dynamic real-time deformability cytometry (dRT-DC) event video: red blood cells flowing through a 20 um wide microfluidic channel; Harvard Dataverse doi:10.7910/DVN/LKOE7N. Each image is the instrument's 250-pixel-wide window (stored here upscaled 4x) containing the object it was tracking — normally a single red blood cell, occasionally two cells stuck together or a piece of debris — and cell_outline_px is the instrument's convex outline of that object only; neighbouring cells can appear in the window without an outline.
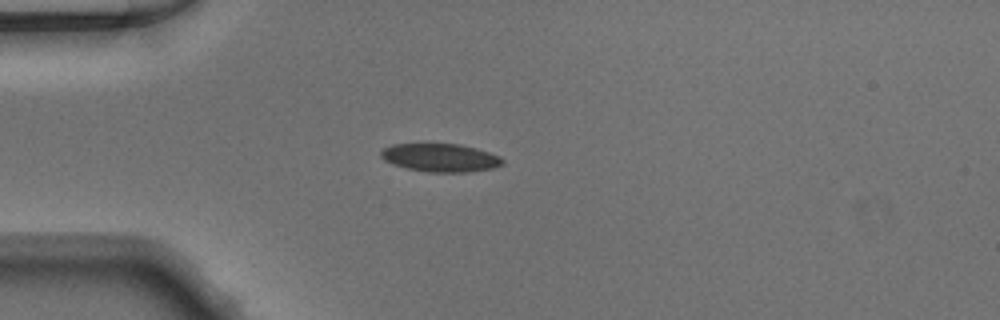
{"species": "Egyptian fruit bat (a non-hibernating species)", "species_latin": "Rousettus aegyptiacus", "temperature_condition": "warm", "stored_images_in_passage": 37, "camera_frame_rate_fps": 3000, "um_per_image_px": 0.085, "animal": {"sex": "male"}, "frame": {"image": 1, "passage_image": 1, "time_ms": 0.0, "image_size_px": [1000, 320], "cell_outline_px": [[504, 164], [496, 168], [468, 172], [428, 172], [408, 168], [392, 164], [384, 160], [380, 156], [380, 152], [384, 148], [392, 144], [460, 144], [476, 148], [500, 156], [504, 160]], "centroid_in_image_um": [37.46, 13.41], "position_along_channel_um": 47.5, "area_um2": 20.06}}
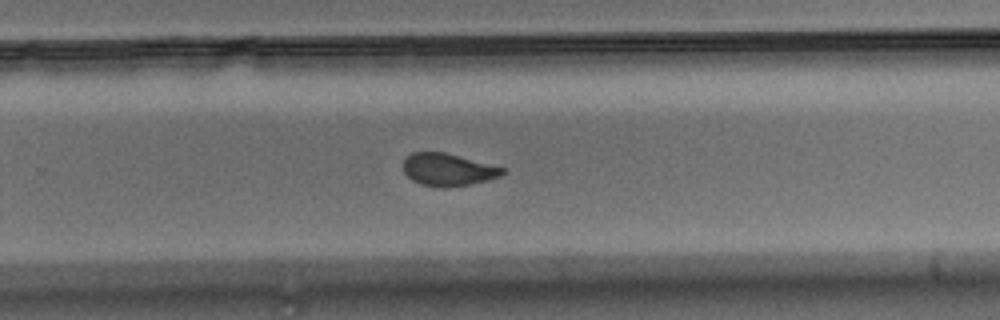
{"frame": {"image": 2, "passage_image": 20, "time_ms": 6.333, "image_size_px": [1000, 320], "cell_outline_px": [[504, 172], [500, 176], [468, 184], [444, 188], [440, 188], [420, 184], [412, 180], [404, 172], [404, 160], [412, 152], [444, 152], [504, 168]], "centroid_in_image_um": [38.03, 14.42], "position_along_channel_um": 291.8, "area_um2": 18.38}}
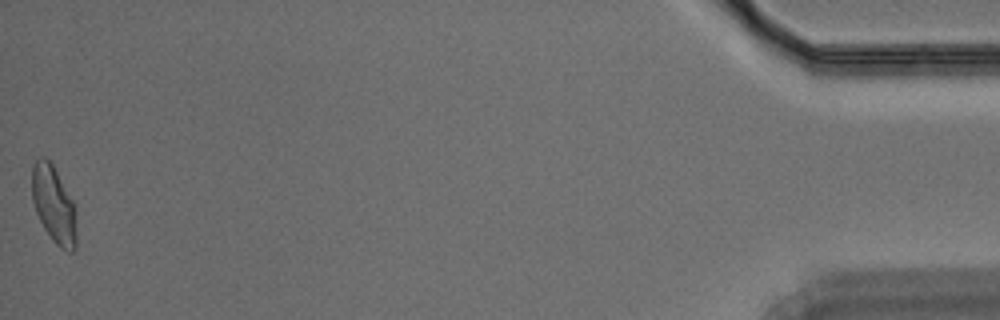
{"frame": {"image": 3, "passage_image": 37, "time_ms": 12.0, "image_size_px": [1000, 320], "cell_outline_px": [[76, 248], [72, 252], [68, 252], [60, 248], [52, 240], [44, 228], [36, 212], [32, 200], [32, 164], [40, 156], [44, 156], [52, 164], [76, 204]], "centroid_in_image_um": [4.59, 17.4], "position_along_channel_um": 430.6, "area_um2": 20.35}}